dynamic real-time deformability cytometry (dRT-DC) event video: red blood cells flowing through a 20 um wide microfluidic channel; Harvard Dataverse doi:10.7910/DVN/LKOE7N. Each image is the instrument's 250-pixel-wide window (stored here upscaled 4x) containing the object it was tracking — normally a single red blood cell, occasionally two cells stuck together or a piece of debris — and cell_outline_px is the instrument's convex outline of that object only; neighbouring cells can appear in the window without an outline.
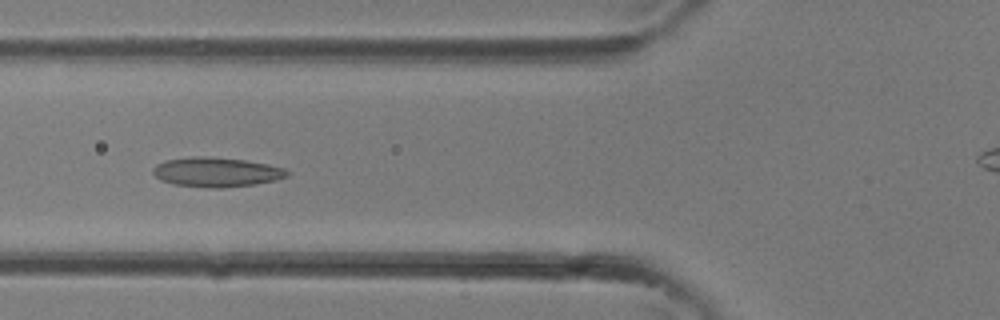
{"species": "common noctule bat (a hibernating species)", "species_latin": "Nyctalus noctula", "temperature_condition": "room temperature", "stored_images_in_passage": 34, "camera_frame_rate_fps": 3000, "um_per_image_px": 0.085, "animal": {"sex": "female"}, "frame": {"image": 1, "passage_image": 12, "time_ms": 3.667, "image_size_px": [1000, 320], "cell_outline_px": [[288, 176], [276, 180], [256, 184], [220, 188], [208, 188], [172, 184], [160, 180], [152, 172], [152, 168], [156, 164], [164, 160], [192, 156], [200, 156], [244, 160], [268, 164], [284, 168], [288, 172]], "centroid_in_image_um": [18.36, 14.63], "position_along_channel_um": 107.4, "area_um2": 23.18}}
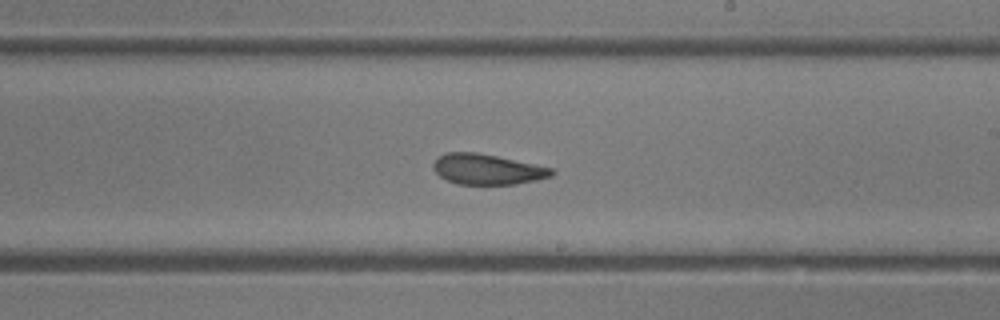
{"frame": {"image": 2, "passage_image": 19, "time_ms": 6.0, "image_size_px": [1000, 320], "cell_outline_px": [[556, 172], [552, 176], [536, 180], [516, 184], [456, 184], [440, 176], [432, 168], [432, 164], [444, 152], [476, 152], [536, 164], [552, 168]], "centroid_in_image_um": [41.42, 14.39], "position_along_channel_um": 247.6, "area_um2": 20.98}}
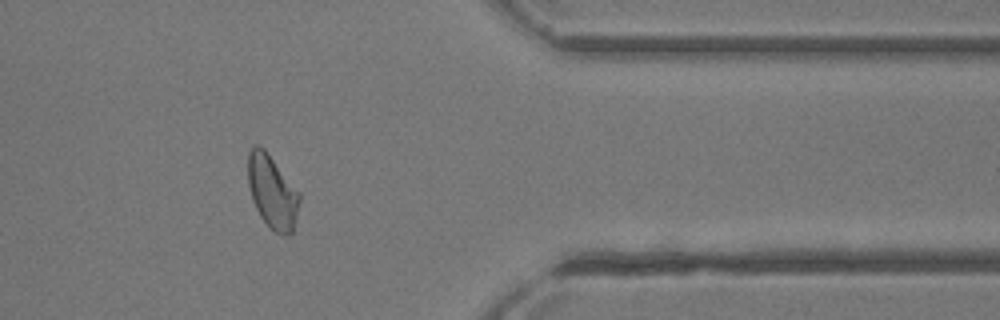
{"frame": {"image": 3, "passage_image": 27, "time_ms": 8.667, "image_size_px": [1000, 320], "cell_outline_px": [[300, 200], [292, 232], [284, 236], [276, 232], [260, 216], [252, 200], [248, 184], [248, 152], [256, 144], [260, 144], [264, 148], [300, 192]], "centroid_in_image_um": [23.13, 16.27], "position_along_channel_um": 388.3, "area_um2": 21.85}}